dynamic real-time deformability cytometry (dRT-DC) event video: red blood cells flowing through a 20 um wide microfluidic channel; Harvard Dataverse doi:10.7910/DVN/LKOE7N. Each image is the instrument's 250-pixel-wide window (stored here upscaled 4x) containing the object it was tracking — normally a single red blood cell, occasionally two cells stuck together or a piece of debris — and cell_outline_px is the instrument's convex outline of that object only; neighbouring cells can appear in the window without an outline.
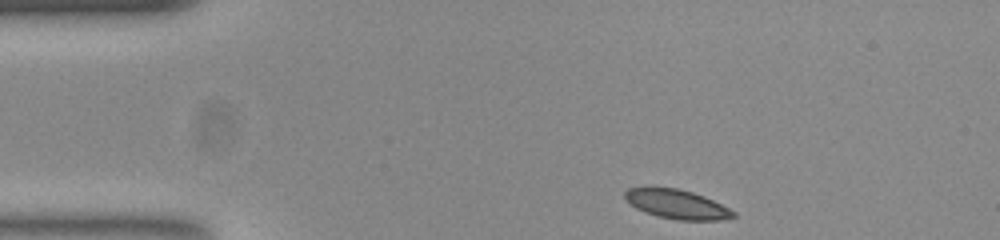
{"species": "common noctule bat (a hibernating species)", "species_latin": "Nyctalus noctula", "temperature_condition": "room temperature", "stored_images_in_passage": 45, "camera_frame_rate_fps": 3000, "um_per_image_px": 0.085, "animal": {"sex": "female", "body_mass_g": 23.0, "forearm_length_mm": 53.4}, "frame": {"image": 1, "passage_image": 1, "time_ms": 0.0, "image_size_px": [1000, 240], "cell_outline_px": [[736, 216], [720, 220], [676, 220], [644, 212], [636, 208], [624, 196], [624, 192], [628, 188], [676, 188], [692, 192], [704, 196], [736, 212]], "centroid_in_image_um": [57.56, 17.37], "position_along_channel_um": 27.4, "area_um2": 18.09}}
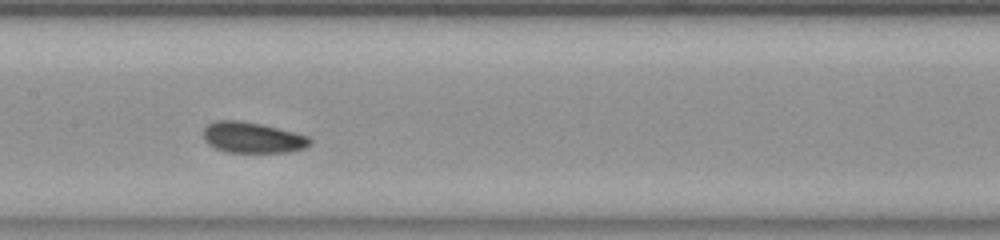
{"frame": {"image": 2, "passage_image": 18, "time_ms": 5.667, "image_size_px": [1000, 240], "cell_outline_px": [[312, 140], [304, 148], [288, 152], [228, 152], [216, 148], [208, 144], [204, 140], [204, 128], [208, 124], [216, 120], [240, 120], [260, 124], [308, 136]], "centroid_in_image_um": [21.42, 11.69], "position_along_channel_um": 186.0, "area_um2": 18.9}}
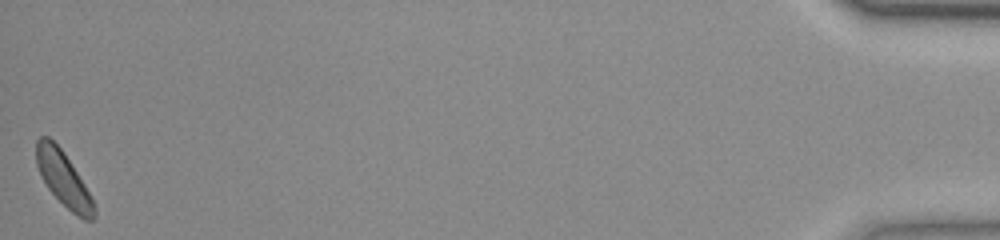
{"frame": {"image": 3, "passage_image": 45, "time_ms": 14.667, "image_size_px": [1000, 240], "cell_outline_px": [[96, 216], [92, 220], [84, 220], [72, 212], [48, 188], [40, 176], [36, 164], [36, 140], [40, 136], [48, 136], [64, 152], [84, 184], [96, 208]], "centroid_in_image_um": [5.38, 15.19], "position_along_channel_um": 429.8, "area_um2": 18.09}, "authors_computed_cell_mechanics": {"area_um2": 18.9584, "velocity_mm_per_s": 3.8421, "shape_relaxation_time_tau1_ms": 10.2234, "shape_relaxation_time_tau2_ms": 4.3187, "deformation_change_tau1": 0.1613, "deformation_change_tau2": 0.1023}}